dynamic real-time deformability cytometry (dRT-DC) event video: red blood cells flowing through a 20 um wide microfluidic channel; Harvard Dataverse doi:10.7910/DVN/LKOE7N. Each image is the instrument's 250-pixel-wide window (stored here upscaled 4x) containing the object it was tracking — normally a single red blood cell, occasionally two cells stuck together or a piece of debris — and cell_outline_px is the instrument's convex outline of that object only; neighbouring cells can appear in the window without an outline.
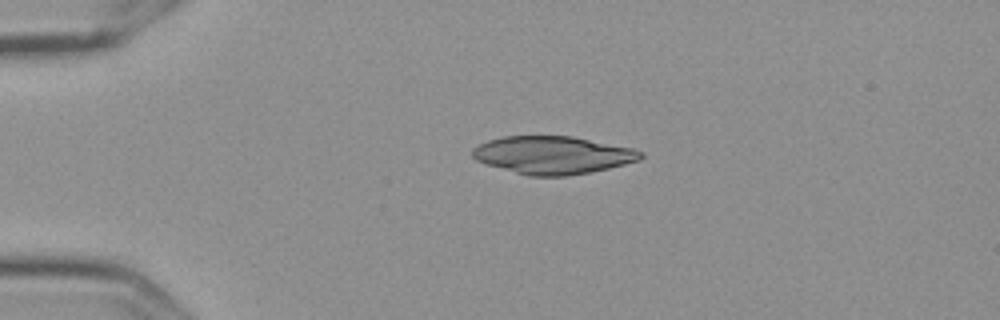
{"species": "Egyptian fruit bat (a non-hibernating species)", "species_latin": "Rousettus aegyptiacus", "temperature_condition": "cold", "stored_images_in_passage": 44, "camera_frame_rate_fps": 3000, "um_per_image_px": 0.085, "frame": {"image": 1, "passage_image": 1, "time_ms": 0.0, "image_size_px": [1000, 320], "cell_outline_px": [[644, 156], [640, 160], [608, 168], [568, 176], [528, 176], [484, 164], [476, 160], [472, 156], [472, 148], [488, 140], [504, 136], [572, 136], [636, 148], [644, 152]], "centroid_in_image_um": [47.0, 13.18], "position_along_channel_um": 38.0, "area_um2": 37.28}}